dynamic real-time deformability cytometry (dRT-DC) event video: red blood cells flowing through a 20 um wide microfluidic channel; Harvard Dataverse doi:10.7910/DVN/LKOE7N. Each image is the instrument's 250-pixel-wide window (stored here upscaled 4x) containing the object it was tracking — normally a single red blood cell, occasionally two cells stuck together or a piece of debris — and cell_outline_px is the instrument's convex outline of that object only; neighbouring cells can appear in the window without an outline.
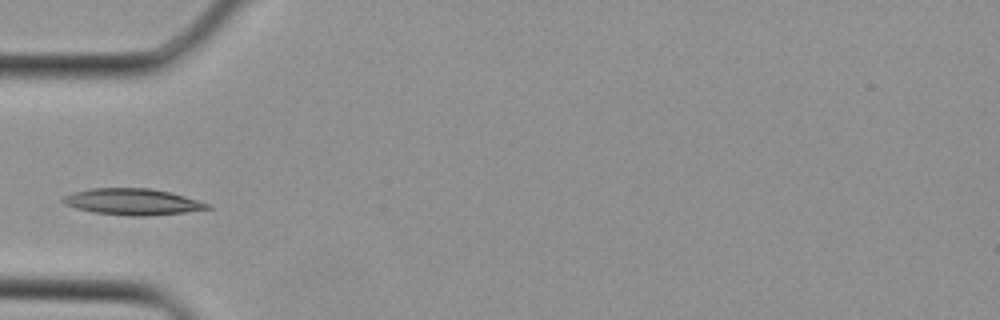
{"species": "Egyptian fruit bat (a non-hibernating species)", "species_latin": "Rousettus aegyptiacus", "temperature_condition": "cold", "stored_images_in_passage": 4, "camera_frame_rate_fps": 3000, "um_per_image_px": 0.085, "animal": {"sex": "female"}, "frame": {"image": 1, "passage_image": 4, "time_ms": 1.0, "image_size_px": [1000, 320], "cell_outline_px": [[212, 208], [184, 212], [148, 216], [132, 216], [92, 212], [76, 208], [64, 204], [60, 200], [64, 196], [72, 192], [92, 188], [148, 188], [168, 192], [184, 196], [212, 204]], "centroid_in_image_um": [11.24, 17.15], "position_along_channel_um": 73.8, "area_um2": 22.14}}